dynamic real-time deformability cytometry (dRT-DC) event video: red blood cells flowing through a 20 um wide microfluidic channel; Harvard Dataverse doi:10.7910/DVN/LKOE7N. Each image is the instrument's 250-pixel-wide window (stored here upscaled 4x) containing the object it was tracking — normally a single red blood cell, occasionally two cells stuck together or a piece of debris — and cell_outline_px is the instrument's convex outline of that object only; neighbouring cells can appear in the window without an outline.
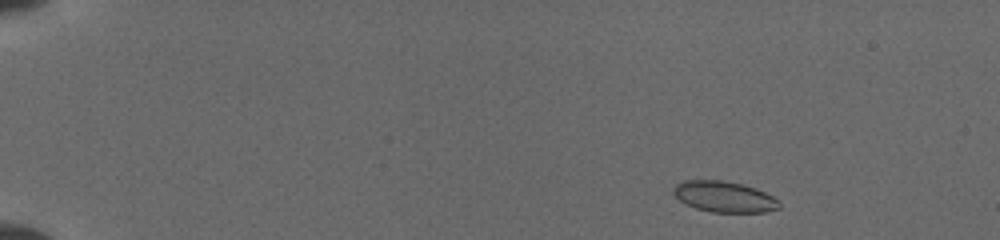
{"species": "common noctule bat (a hibernating species)", "species_latin": "Nyctalus noctula", "temperature_condition": "cold", "stored_images_in_passage": 23, "camera_frame_rate_fps": 3000, "um_per_image_px": 0.085, "animal": {"sex": "female", "body_mass_g": 19.5, "forearm_length_mm": 54.1}, "frame": {"image": 1, "passage_image": 2, "time_ms": 0.667, "image_size_px": [1000, 240], "cell_outline_px": [[780, 208], [764, 212], [712, 212], [696, 208], [680, 200], [672, 192], [672, 188], [676, 184], [684, 180], [720, 180], [740, 184], [756, 188], [772, 196], [780, 204]], "centroid_in_image_um": [61.54, 16.72], "position_along_channel_um": 23.5, "area_um2": 18.84}}
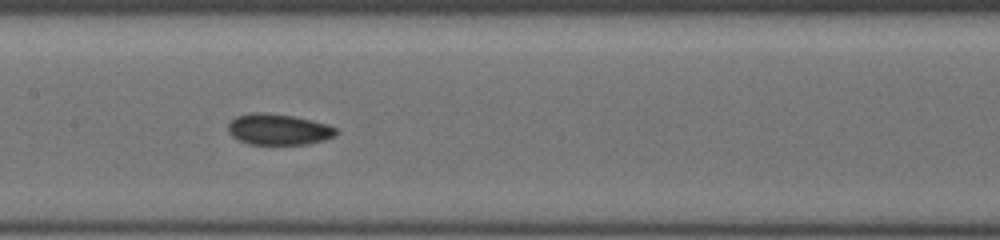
{"frame": {"image": 2, "passage_image": 14, "time_ms": 7.667, "image_size_px": [1000, 240], "cell_outline_px": [[340, 132], [336, 136], [324, 140], [308, 144], [248, 144], [236, 140], [228, 132], [228, 124], [236, 116], [256, 112], [292, 116], [312, 120], [328, 124], [336, 128]], "centroid_in_image_um": [23.69, 11.01], "position_along_channel_um": 183.7, "area_um2": 19.59}}
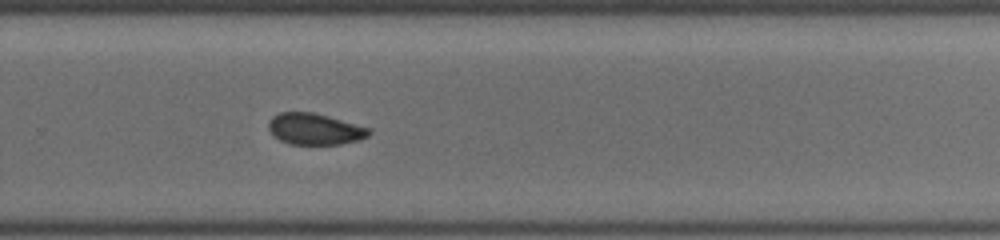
{"frame": {"image": 3, "passage_image": 23, "time_ms": 10.667, "image_size_px": [1000, 240], "cell_outline_px": [[372, 132], [368, 136], [360, 140], [340, 144], [288, 144], [280, 140], [268, 128], [268, 120], [272, 116], [280, 112], [312, 112], [328, 116], [372, 128]], "centroid_in_image_um": [26.78, 10.96], "position_along_channel_um": 303.0, "area_um2": 18.44}}